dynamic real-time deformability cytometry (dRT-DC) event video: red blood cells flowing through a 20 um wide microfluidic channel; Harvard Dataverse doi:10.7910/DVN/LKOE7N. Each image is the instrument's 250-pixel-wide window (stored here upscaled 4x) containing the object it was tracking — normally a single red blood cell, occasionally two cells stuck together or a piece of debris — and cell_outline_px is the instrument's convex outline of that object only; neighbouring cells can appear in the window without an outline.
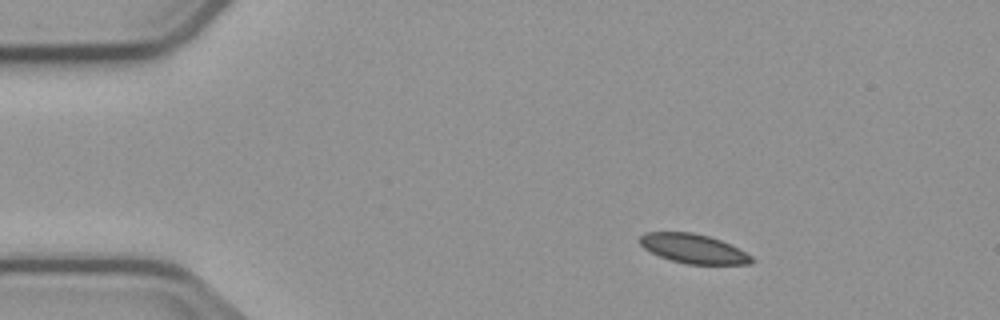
{"species": "common noctule bat (a hibernating species)", "species_latin": "Nyctalus noctula", "temperature_condition": "cold", "stored_images_in_passage": 5, "camera_frame_rate_fps": 3000, "um_per_image_px": 0.085, "animal": {"sex": "male", "body_mass_g": 23.1, "forearm_length_mm": 52.7}, "frame": {"image": 1, "passage_image": 2, "time_ms": 1.333, "image_size_px": [1000, 320], "cell_outline_px": [[756, 260], [752, 264], [688, 264], [672, 260], [660, 256], [644, 248], [640, 244], [640, 236], [644, 232], [692, 232], [708, 236], [720, 240], [752, 256]], "centroid_in_image_um": [58.94, 21.13], "position_along_channel_um": 26.1, "area_um2": 18.84}}